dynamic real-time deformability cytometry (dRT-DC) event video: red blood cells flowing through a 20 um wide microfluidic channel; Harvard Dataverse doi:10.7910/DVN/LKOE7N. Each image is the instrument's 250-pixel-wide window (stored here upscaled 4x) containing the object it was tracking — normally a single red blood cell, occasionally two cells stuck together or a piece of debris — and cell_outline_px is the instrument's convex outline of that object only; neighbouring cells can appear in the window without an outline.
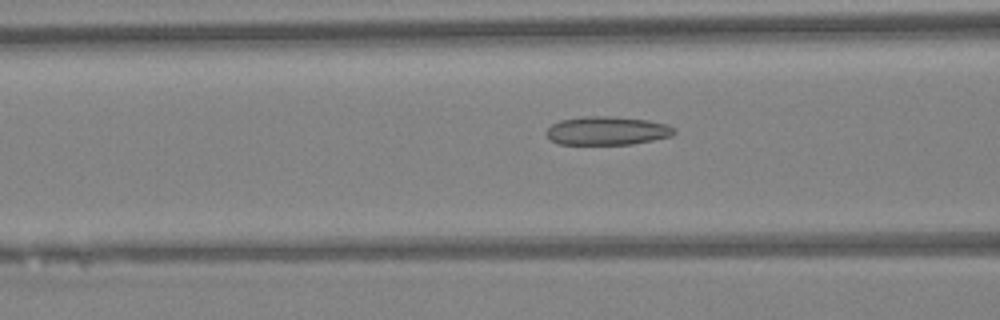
{"species": "Egyptian fruit bat (a non-hibernating species)", "species_latin": "Rousettus aegyptiacus", "temperature_condition": "warm", "stored_images_in_passage": 37, "camera_frame_rate_fps": 3000, "um_per_image_px": 0.085, "animal": {"sex": "female"}, "frame": {"image": 1, "passage_image": 9, "time_ms": 2.667, "image_size_px": [1000, 320], "cell_outline_px": [[676, 132], [672, 136], [632, 144], [560, 144], [552, 140], [544, 132], [552, 124], [560, 120], [584, 116], [604, 116], [648, 120], [668, 124], [676, 128]], "centroid_in_image_um": [51.63, 11.11], "position_along_channel_um": 115.0, "area_um2": 21.21}}
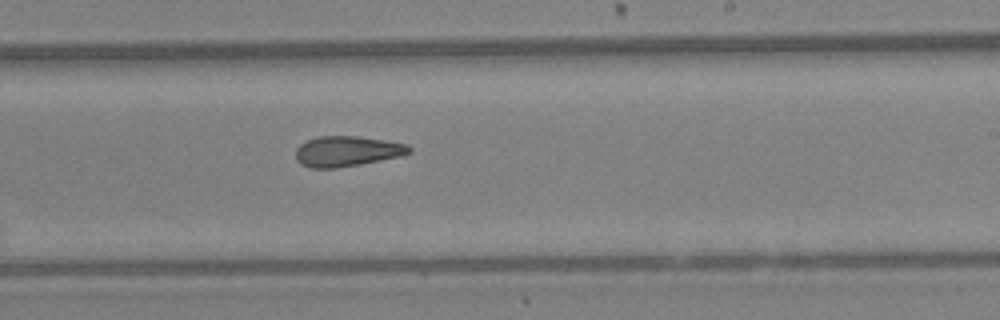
{"frame": {"image": 2, "passage_image": 19, "time_ms": 6.0, "image_size_px": [1000, 320], "cell_outline_px": [[412, 152], [400, 156], [360, 164], [336, 168], [312, 168], [300, 164], [296, 160], [296, 148], [300, 144], [308, 140], [320, 136], [356, 136], [384, 140], [408, 144], [412, 148]], "centroid_in_image_um": [29.49, 12.86], "position_along_channel_um": 259.5, "area_um2": 20.06}}
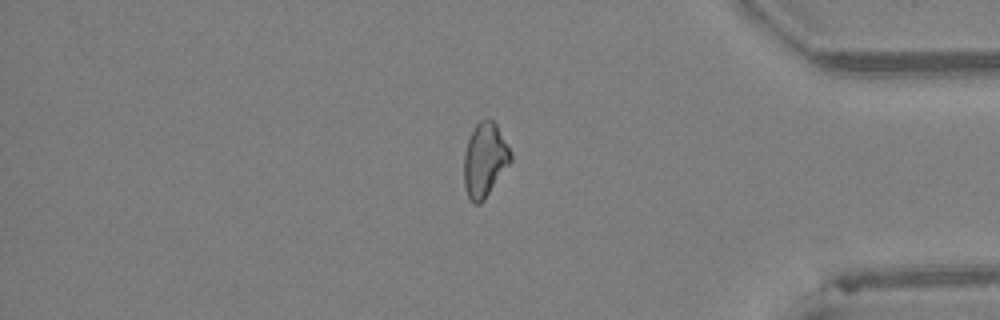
{"frame": {"image": 3, "passage_image": 30, "time_ms": 9.667, "image_size_px": [1000, 320], "cell_outline_px": [[512, 160], [484, 200], [480, 204], [476, 204], [468, 196], [464, 184], [464, 152], [468, 140], [476, 124], [480, 120], [492, 120], [496, 124], [512, 152]], "centroid_in_image_um": [41.21, 13.59], "position_along_channel_um": 394.0, "area_um2": 19.94}, "authors_computed_cell_mechanics": {"area_um2": 20.4612, "velocity_mm_per_s": 4.3534, "shape_relaxation_time_tau1_ms": null, "shape_relaxation_time_tau2_ms": 5.4376, "deformation_change_tau1": null, "deformation_change_tau2": 0.1545}}